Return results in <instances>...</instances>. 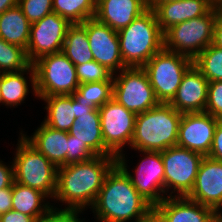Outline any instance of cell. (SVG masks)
<instances>
[{
	"instance_id": "cell-1",
	"label": "cell",
	"mask_w": 222,
	"mask_h": 222,
	"mask_svg": "<svg viewBox=\"0 0 222 222\" xmlns=\"http://www.w3.org/2000/svg\"><path fill=\"white\" fill-rule=\"evenodd\" d=\"M115 164L116 156H96L89 161L58 167L56 193L51 201L62 205L57 208L52 203L53 209L80 213L90 209Z\"/></svg>"
},
{
	"instance_id": "cell-2",
	"label": "cell",
	"mask_w": 222,
	"mask_h": 222,
	"mask_svg": "<svg viewBox=\"0 0 222 222\" xmlns=\"http://www.w3.org/2000/svg\"><path fill=\"white\" fill-rule=\"evenodd\" d=\"M152 208L116 163L106 175L90 210L98 222H136Z\"/></svg>"
},
{
	"instance_id": "cell-3",
	"label": "cell",
	"mask_w": 222,
	"mask_h": 222,
	"mask_svg": "<svg viewBox=\"0 0 222 222\" xmlns=\"http://www.w3.org/2000/svg\"><path fill=\"white\" fill-rule=\"evenodd\" d=\"M182 113L169 103L157 106L136 115L130 148L135 151H164L177 146Z\"/></svg>"
},
{
	"instance_id": "cell-4",
	"label": "cell",
	"mask_w": 222,
	"mask_h": 222,
	"mask_svg": "<svg viewBox=\"0 0 222 222\" xmlns=\"http://www.w3.org/2000/svg\"><path fill=\"white\" fill-rule=\"evenodd\" d=\"M117 33L121 57L126 67H143L164 48V33L153 9L148 8Z\"/></svg>"
},
{
	"instance_id": "cell-5",
	"label": "cell",
	"mask_w": 222,
	"mask_h": 222,
	"mask_svg": "<svg viewBox=\"0 0 222 222\" xmlns=\"http://www.w3.org/2000/svg\"><path fill=\"white\" fill-rule=\"evenodd\" d=\"M13 157L14 181L53 199L57 188V167L30 145L21 134Z\"/></svg>"
},
{
	"instance_id": "cell-6",
	"label": "cell",
	"mask_w": 222,
	"mask_h": 222,
	"mask_svg": "<svg viewBox=\"0 0 222 222\" xmlns=\"http://www.w3.org/2000/svg\"><path fill=\"white\" fill-rule=\"evenodd\" d=\"M218 13L214 6L207 14L172 26L164 33V48L195 59L213 41Z\"/></svg>"
},
{
	"instance_id": "cell-7",
	"label": "cell",
	"mask_w": 222,
	"mask_h": 222,
	"mask_svg": "<svg viewBox=\"0 0 222 222\" xmlns=\"http://www.w3.org/2000/svg\"><path fill=\"white\" fill-rule=\"evenodd\" d=\"M193 65V59L163 48L142 68L145 70L155 96L160 103H169L181 80Z\"/></svg>"
},
{
	"instance_id": "cell-8",
	"label": "cell",
	"mask_w": 222,
	"mask_h": 222,
	"mask_svg": "<svg viewBox=\"0 0 222 222\" xmlns=\"http://www.w3.org/2000/svg\"><path fill=\"white\" fill-rule=\"evenodd\" d=\"M32 65L37 96L72 95L77 91L76 66L62 52L42 56Z\"/></svg>"
},
{
	"instance_id": "cell-9",
	"label": "cell",
	"mask_w": 222,
	"mask_h": 222,
	"mask_svg": "<svg viewBox=\"0 0 222 222\" xmlns=\"http://www.w3.org/2000/svg\"><path fill=\"white\" fill-rule=\"evenodd\" d=\"M144 158L137 163L134 172H130L127 155L122 153L116 157V163L129 176L138 193L153 207L165 198L164 164L161 151H138Z\"/></svg>"
},
{
	"instance_id": "cell-10",
	"label": "cell",
	"mask_w": 222,
	"mask_h": 222,
	"mask_svg": "<svg viewBox=\"0 0 222 222\" xmlns=\"http://www.w3.org/2000/svg\"><path fill=\"white\" fill-rule=\"evenodd\" d=\"M161 155L165 169L166 197L187 196L193 188L200 162L204 156L179 146L169 147L161 151Z\"/></svg>"
},
{
	"instance_id": "cell-11",
	"label": "cell",
	"mask_w": 222,
	"mask_h": 222,
	"mask_svg": "<svg viewBox=\"0 0 222 222\" xmlns=\"http://www.w3.org/2000/svg\"><path fill=\"white\" fill-rule=\"evenodd\" d=\"M113 99L136 115L160 103L142 67H126L113 74Z\"/></svg>"
},
{
	"instance_id": "cell-12",
	"label": "cell",
	"mask_w": 222,
	"mask_h": 222,
	"mask_svg": "<svg viewBox=\"0 0 222 222\" xmlns=\"http://www.w3.org/2000/svg\"><path fill=\"white\" fill-rule=\"evenodd\" d=\"M104 145L117 157L131 145L136 114L113 98L99 108Z\"/></svg>"
},
{
	"instance_id": "cell-13",
	"label": "cell",
	"mask_w": 222,
	"mask_h": 222,
	"mask_svg": "<svg viewBox=\"0 0 222 222\" xmlns=\"http://www.w3.org/2000/svg\"><path fill=\"white\" fill-rule=\"evenodd\" d=\"M70 25L66 19L55 12L32 23L26 49L29 61L33 63L42 56L61 52Z\"/></svg>"
},
{
	"instance_id": "cell-14",
	"label": "cell",
	"mask_w": 222,
	"mask_h": 222,
	"mask_svg": "<svg viewBox=\"0 0 222 222\" xmlns=\"http://www.w3.org/2000/svg\"><path fill=\"white\" fill-rule=\"evenodd\" d=\"M81 24L86 28L90 49L96 62L113 74L126 68L121 57L116 30L99 22L95 17Z\"/></svg>"
},
{
	"instance_id": "cell-15",
	"label": "cell",
	"mask_w": 222,
	"mask_h": 222,
	"mask_svg": "<svg viewBox=\"0 0 222 222\" xmlns=\"http://www.w3.org/2000/svg\"><path fill=\"white\" fill-rule=\"evenodd\" d=\"M218 119L207 112L183 113L177 146L208 156Z\"/></svg>"
},
{
	"instance_id": "cell-16",
	"label": "cell",
	"mask_w": 222,
	"mask_h": 222,
	"mask_svg": "<svg viewBox=\"0 0 222 222\" xmlns=\"http://www.w3.org/2000/svg\"><path fill=\"white\" fill-rule=\"evenodd\" d=\"M186 197L220 214L222 212V161L204 156L193 188Z\"/></svg>"
},
{
	"instance_id": "cell-17",
	"label": "cell",
	"mask_w": 222,
	"mask_h": 222,
	"mask_svg": "<svg viewBox=\"0 0 222 222\" xmlns=\"http://www.w3.org/2000/svg\"><path fill=\"white\" fill-rule=\"evenodd\" d=\"M208 80L192 65L184 74L175 96L169 104L180 113L205 112Z\"/></svg>"
},
{
	"instance_id": "cell-18",
	"label": "cell",
	"mask_w": 222,
	"mask_h": 222,
	"mask_svg": "<svg viewBox=\"0 0 222 222\" xmlns=\"http://www.w3.org/2000/svg\"><path fill=\"white\" fill-rule=\"evenodd\" d=\"M164 222H217L219 214L188 197H166L154 207Z\"/></svg>"
},
{
	"instance_id": "cell-19",
	"label": "cell",
	"mask_w": 222,
	"mask_h": 222,
	"mask_svg": "<svg viewBox=\"0 0 222 222\" xmlns=\"http://www.w3.org/2000/svg\"><path fill=\"white\" fill-rule=\"evenodd\" d=\"M23 132H20L22 137L57 168L67 165L68 132L55 130L43 122L31 136Z\"/></svg>"
},
{
	"instance_id": "cell-20",
	"label": "cell",
	"mask_w": 222,
	"mask_h": 222,
	"mask_svg": "<svg viewBox=\"0 0 222 222\" xmlns=\"http://www.w3.org/2000/svg\"><path fill=\"white\" fill-rule=\"evenodd\" d=\"M214 6L210 0H178L163 2L153 10L165 33L174 25L207 14Z\"/></svg>"
},
{
	"instance_id": "cell-21",
	"label": "cell",
	"mask_w": 222,
	"mask_h": 222,
	"mask_svg": "<svg viewBox=\"0 0 222 222\" xmlns=\"http://www.w3.org/2000/svg\"><path fill=\"white\" fill-rule=\"evenodd\" d=\"M147 9L146 0H101L96 5L95 18L118 31Z\"/></svg>"
},
{
	"instance_id": "cell-22",
	"label": "cell",
	"mask_w": 222,
	"mask_h": 222,
	"mask_svg": "<svg viewBox=\"0 0 222 222\" xmlns=\"http://www.w3.org/2000/svg\"><path fill=\"white\" fill-rule=\"evenodd\" d=\"M25 75L29 77V80ZM35 83V70L32 64L27 69L19 72L0 73L2 105H5L6 108L10 107L11 109V107L16 108L20 106L21 103H25L26 96L30 93L29 87L32 88L31 93L36 98Z\"/></svg>"
},
{
	"instance_id": "cell-23",
	"label": "cell",
	"mask_w": 222,
	"mask_h": 222,
	"mask_svg": "<svg viewBox=\"0 0 222 222\" xmlns=\"http://www.w3.org/2000/svg\"><path fill=\"white\" fill-rule=\"evenodd\" d=\"M69 134L85 143L97 156H115L104 145L99 109H94L91 113L78 114Z\"/></svg>"
},
{
	"instance_id": "cell-24",
	"label": "cell",
	"mask_w": 222,
	"mask_h": 222,
	"mask_svg": "<svg viewBox=\"0 0 222 222\" xmlns=\"http://www.w3.org/2000/svg\"><path fill=\"white\" fill-rule=\"evenodd\" d=\"M45 101V125L60 131L69 132L75 121V98L72 95L37 96Z\"/></svg>"
},
{
	"instance_id": "cell-25",
	"label": "cell",
	"mask_w": 222,
	"mask_h": 222,
	"mask_svg": "<svg viewBox=\"0 0 222 222\" xmlns=\"http://www.w3.org/2000/svg\"><path fill=\"white\" fill-rule=\"evenodd\" d=\"M48 199L44 193L36 189L15 181L12 184V210L32 216L36 220L53 209L52 203Z\"/></svg>"
},
{
	"instance_id": "cell-26",
	"label": "cell",
	"mask_w": 222,
	"mask_h": 222,
	"mask_svg": "<svg viewBox=\"0 0 222 222\" xmlns=\"http://www.w3.org/2000/svg\"><path fill=\"white\" fill-rule=\"evenodd\" d=\"M30 26L18 4L0 14V37L8 43L27 49Z\"/></svg>"
},
{
	"instance_id": "cell-27",
	"label": "cell",
	"mask_w": 222,
	"mask_h": 222,
	"mask_svg": "<svg viewBox=\"0 0 222 222\" xmlns=\"http://www.w3.org/2000/svg\"><path fill=\"white\" fill-rule=\"evenodd\" d=\"M61 52L75 66L94 60L86 28L82 24H71L68 27Z\"/></svg>"
},
{
	"instance_id": "cell-28",
	"label": "cell",
	"mask_w": 222,
	"mask_h": 222,
	"mask_svg": "<svg viewBox=\"0 0 222 222\" xmlns=\"http://www.w3.org/2000/svg\"><path fill=\"white\" fill-rule=\"evenodd\" d=\"M53 12L70 24H81L95 17L96 4L93 0H53Z\"/></svg>"
},
{
	"instance_id": "cell-29",
	"label": "cell",
	"mask_w": 222,
	"mask_h": 222,
	"mask_svg": "<svg viewBox=\"0 0 222 222\" xmlns=\"http://www.w3.org/2000/svg\"><path fill=\"white\" fill-rule=\"evenodd\" d=\"M72 96L86 105L99 109L113 98V81H98L79 84Z\"/></svg>"
},
{
	"instance_id": "cell-30",
	"label": "cell",
	"mask_w": 222,
	"mask_h": 222,
	"mask_svg": "<svg viewBox=\"0 0 222 222\" xmlns=\"http://www.w3.org/2000/svg\"><path fill=\"white\" fill-rule=\"evenodd\" d=\"M193 65L209 81H222V48L210 44L194 60Z\"/></svg>"
},
{
	"instance_id": "cell-31",
	"label": "cell",
	"mask_w": 222,
	"mask_h": 222,
	"mask_svg": "<svg viewBox=\"0 0 222 222\" xmlns=\"http://www.w3.org/2000/svg\"><path fill=\"white\" fill-rule=\"evenodd\" d=\"M31 64L26 49L8 43L0 37V73L19 72Z\"/></svg>"
},
{
	"instance_id": "cell-32",
	"label": "cell",
	"mask_w": 222,
	"mask_h": 222,
	"mask_svg": "<svg viewBox=\"0 0 222 222\" xmlns=\"http://www.w3.org/2000/svg\"><path fill=\"white\" fill-rule=\"evenodd\" d=\"M76 73L79 84L98 81H113V73L95 60L76 65Z\"/></svg>"
},
{
	"instance_id": "cell-33",
	"label": "cell",
	"mask_w": 222,
	"mask_h": 222,
	"mask_svg": "<svg viewBox=\"0 0 222 222\" xmlns=\"http://www.w3.org/2000/svg\"><path fill=\"white\" fill-rule=\"evenodd\" d=\"M18 5L31 24L53 12V0H18Z\"/></svg>"
},
{
	"instance_id": "cell-34",
	"label": "cell",
	"mask_w": 222,
	"mask_h": 222,
	"mask_svg": "<svg viewBox=\"0 0 222 222\" xmlns=\"http://www.w3.org/2000/svg\"><path fill=\"white\" fill-rule=\"evenodd\" d=\"M97 155L85 144L75 139L68 132L67 165L89 161Z\"/></svg>"
},
{
	"instance_id": "cell-35",
	"label": "cell",
	"mask_w": 222,
	"mask_h": 222,
	"mask_svg": "<svg viewBox=\"0 0 222 222\" xmlns=\"http://www.w3.org/2000/svg\"><path fill=\"white\" fill-rule=\"evenodd\" d=\"M205 112L222 119V81L208 82V99Z\"/></svg>"
},
{
	"instance_id": "cell-36",
	"label": "cell",
	"mask_w": 222,
	"mask_h": 222,
	"mask_svg": "<svg viewBox=\"0 0 222 222\" xmlns=\"http://www.w3.org/2000/svg\"><path fill=\"white\" fill-rule=\"evenodd\" d=\"M81 214L75 211L52 209L47 215L36 220V222H86L84 218H79Z\"/></svg>"
},
{
	"instance_id": "cell-37",
	"label": "cell",
	"mask_w": 222,
	"mask_h": 222,
	"mask_svg": "<svg viewBox=\"0 0 222 222\" xmlns=\"http://www.w3.org/2000/svg\"><path fill=\"white\" fill-rule=\"evenodd\" d=\"M208 157L222 161V119H218L213 142L211 145V151Z\"/></svg>"
},
{
	"instance_id": "cell-38",
	"label": "cell",
	"mask_w": 222,
	"mask_h": 222,
	"mask_svg": "<svg viewBox=\"0 0 222 222\" xmlns=\"http://www.w3.org/2000/svg\"><path fill=\"white\" fill-rule=\"evenodd\" d=\"M14 182V165L13 161L8 165L0 159V190L10 187Z\"/></svg>"
},
{
	"instance_id": "cell-39",
	"label": "cell",
	"mask_w": 222,
	"mask_h": 222,
	"mask_svg": "<svg viewBox=\"0 0 222 222\" xmlns=\"http://www.w3.org/2000/svg\"><path fill=\"white\" fill-rule=\"evenodd\" d=\"M2 222H36V219L32 216L20 213L15 210H10L0 215Z\"/></svg>"
},
{
	"instance_id": "cell-40",
	"label": "cell",
	"mask_w": 222,
	"mask_h": 222,
	"mask_svg": "<svg viewBox=\"0 0 222 222\" xmlns=\"http://www.w3.org/2000/svg\"><path fill=\"white\" fill-rule=\"evenodd\" d=\"M212 44L222 48V7L218 6V13L213 27Z\"/></svg>"
},
{
	"instance_id": "cell-41",
	"label": "cell",
	"mask_w": 222,
	"mask_h": 222,
	"mask_svg": "<svg viewBox=\"0 0 222 222\" xmlns=\"http://www.w3.org/2000/svg\"><path fill=\"white\" fill-rule=\"evenodd\" d=\"M12 210V185L0 190V215Z\"/></svg>"
},
{
	"instance_id": "cell-42",
	"label": "cell",
	"mask_w": 222,
	"mask_h": 222,
	"mask_svg": "<svg viewBox=\"0 0 222 222\" xmlns=\"http://www.w3.org/2000/svg\"><path fill=\"white\" fill-rule=\"evenodd\" d=\"M136 222H164V219L153 207L146 215L140 217Z\"/></svg>"
},
{
	"instance_id": "cell-43",
	"label": "cell",
	"mask_w": 222,
	"mask_h": 222,
	"mask_svg": "<svg viewBox=\"0 0 222 222\" xmlns=\"http://www.w3.org/2000/svg\"><path fill=\"white\" fill-rule=\"evenodd\" d=\"M93 110L94 108L86 105L84 101L75 100V118L78 117V114L91 113Z\"/></svg>"
},
{
	"instance_id": "cell-44",
	"label": "cell",
	"mask_w": 222,
	"mask_h": 222,
	"mask_svg": "<svg viewBox=\"0 0 222 222\" xmlns=\"http://www.w3.org/2000/svg\"><path fill=\"white\" fill-rule=\"evenodd\" d=\"M18 4V0H0V14Z\"/></svg>"
},
{
	"instance_id": "cell-45",
	"label": "cell",
	"mask_w": 222,
	"mask_h": 222,
	"mask_svg": "<svg viewBox=\"0 0 222 222\" xmlns=\"http://www.w3.org/2000/svg\"><path fill=\"white\" fill-rule=\"evenodd\" d=\"M169 1H178V0H146V4L149 9H154L157 5Z\"/></svg>"
},
{
	"instance_id": "cell-46",
	"label": "cell",
	"mask_w": 222,
	"mask_h": 222,
	"mask_svg": "<svg viewBox=\"0 0 222 222\" xmlns=\"http://www.w3.org/2000/svg\"><path fill=\"white\" fill-rule=\"evenodd\" d=\"M215 6L222 7V0H210Z\"/></svg>"
},
{
	"instance_id": "cell-47",
	"label": "cell",
	"mask_w": 222,
	"mask_h": 222,
	"mask_svg": "<svg viewBox=\"0 0 222 222\" xmlns=\"http://www.w3.org/2000/svg\"><path fill=\"white\" fill-rule=\"evenodd\" d=\"M0 104L2 105V97H1V85H0Z\"/></svg>"
},
{
	"instance_id": "cell-48",
	"label": "cell",
	"mask_w": 222,
	"mask_h": 222,
	"mask_svg": "<svg viewBox=\"0 0 222 222\" xmlns=\"http://www.w3.org/2000/svg\"><path fill=\"white\" fill-rule=\"evenodd\" d=\"M93 1L97 5L101 0H93Z\"/></svg>"
},
{
	"instance_id": "cell-49",
	"label": "cell",
	"mask_w": 222,
	"mask_h": 222,
	"mask_svg": "<svg viewBox=\"0 0 222 222\" xmlns=\"http://www.w3.org/2000/svg\"><path fill=\"white\" fill-rule=\"evenodd\" d=\"M219 219L222 220V212L219 214Z\"/></svg>"
}]
</instances>
